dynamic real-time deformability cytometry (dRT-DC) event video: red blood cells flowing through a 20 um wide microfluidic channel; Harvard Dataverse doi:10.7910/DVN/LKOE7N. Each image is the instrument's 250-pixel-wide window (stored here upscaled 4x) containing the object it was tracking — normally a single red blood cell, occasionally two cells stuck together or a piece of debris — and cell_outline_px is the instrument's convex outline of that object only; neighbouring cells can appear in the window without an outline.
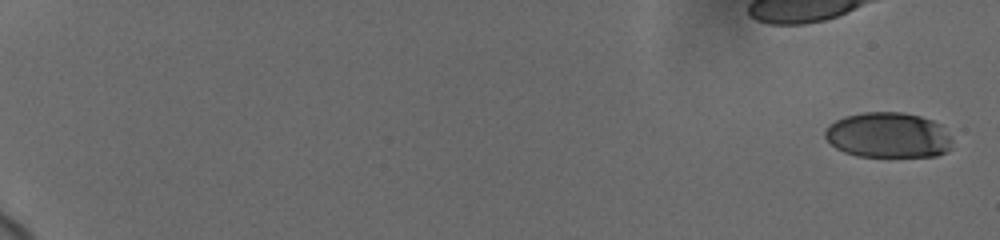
{"species": "human", "species_latin": "Homo sapiens", "temperature_condition": "cold", "stored_images_in_passage": 18, "camera_frame_rate_fps": 3000, "um_per_image_px": 0.085, "donor": {"sex": "female"}, "frame": {"image": 1, "passage_image": 1, "time_ms": 0.0, "image_size_px": [1000, 240], "cell_outline_px": [[952, 140], [948, 148], [944, 152], [936, 156], [856, 156], [844, 152], [836, 148], [824, 136], [824, 132], [828, 124], [844, 116], [864, 112], [904, 112], [920, 116], [932, 120], [940, 124]], "centroid_in_image_um": [75.45, 11.48], "position_along_channel_um": 9.5, "area_um2": 33.58}}
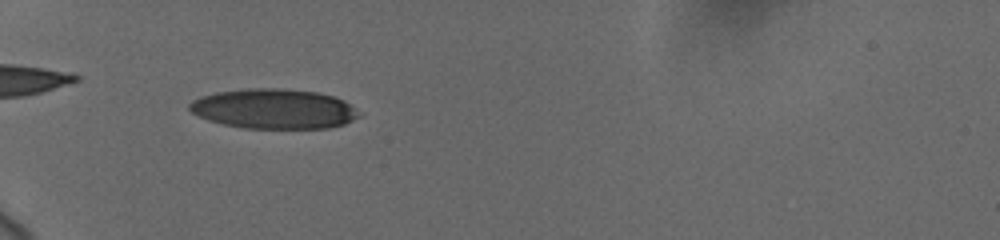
{"frame": {"image": 2, "passage_image": 17, "time_ms": 7.0, "image_size_px": [1000, 240], "cell_outline_px": [[360, 116], [344, 124], [328, 128], [244, 128], [224, 124], [208, 120], [196, 116], [188, 108], [188, 104], [192, 100], [200, 96], [216, 92], [248, 88], [280, 88], [316, 92], [332, 96], [344, 100], [356, 108], [360, 112]], "centroid_in_image_um": [23.26, 9.25], "position_along_channel_um": 61.7, "area_um2": 39.54}}
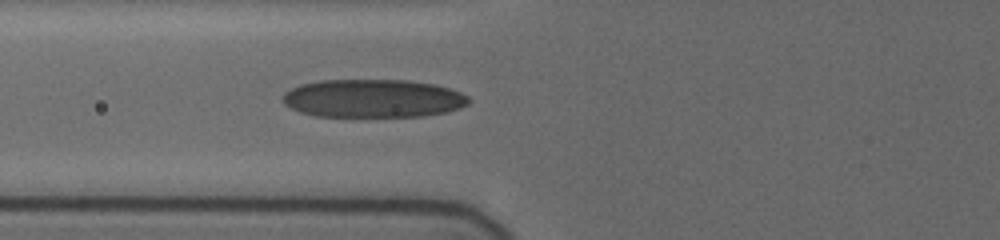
{"frame": {"image": 3, "passage_image": 18, "time_ms": 8.333, "image_size_px": [1000, 240], "cell_outline_px": [[472, 100], [468, 104], [460, 108], [444, 112], [424, 116], [316, 116], [300, 112], [284, 104], [280, 100], [280, 96], [284, 92], [300, 84], [320, 80], [404, 80], [432, 84], [448, 88], [460, 92], [468, 96]], "centroid_in_image_um": [31.67, 8.36], "position_along_channel_um": 94.1, "area_um2": 41.5}}